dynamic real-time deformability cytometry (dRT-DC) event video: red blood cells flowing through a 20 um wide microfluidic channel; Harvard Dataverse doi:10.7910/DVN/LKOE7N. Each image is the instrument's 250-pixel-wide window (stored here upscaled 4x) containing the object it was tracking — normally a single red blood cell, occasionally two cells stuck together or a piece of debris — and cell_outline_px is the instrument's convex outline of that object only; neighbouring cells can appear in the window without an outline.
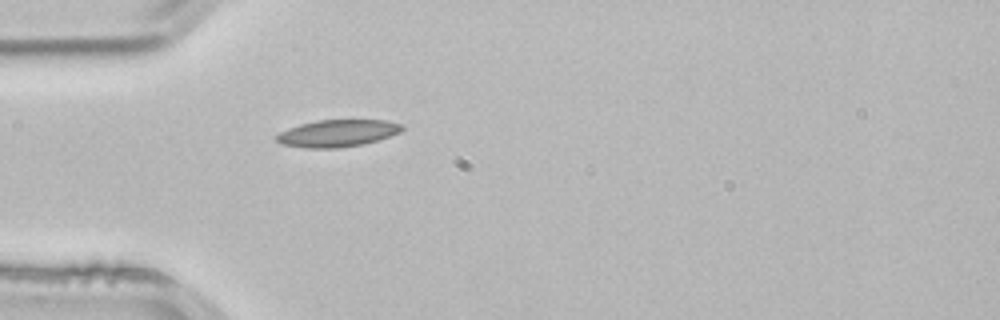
{"species": "common noctule bat (a hibernating species)", "species_latin": "Nyctalus noctula", "temperature_condition": "room temperature", "stored_images_in_passage": 5, "camera_frame_rate_fps": 3000, "um_per_image_px": 0.085, "animal": {"sex": "male", "body_mass_g": 21.5, "forearm_length_mm": 52.0}, "frame": {"image": 1, "passage_image": 5, "time_ms": 1.333, "image_size_px": [1000, 320], "cell_outline_px": [[404, 128], [400, 132], [376, 140], [360, 144], [336, 148], [304, 148], [280, 144], [276, 140], [276, 136], [280, 132], [288, 128], [300, 124], [316, 120], [388, 120], [404, 124]], "centroid_in_image_um": [28.67, 11.31], "position_along_channel_um": 56.3, "area_um2": 19.77}}